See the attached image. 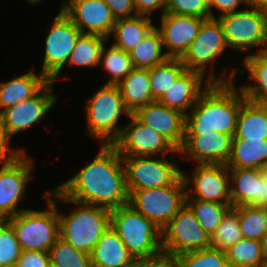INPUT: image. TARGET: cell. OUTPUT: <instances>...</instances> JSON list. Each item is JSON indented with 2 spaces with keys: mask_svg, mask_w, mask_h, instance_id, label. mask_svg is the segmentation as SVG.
<instances>
[{
  "mask_svg": "<svg viewBox=\"0 0 267 267\" xmlns=\"http://www.w3.org/2000/svg\"><path fill=\"white\" fill-rule=\"evenodd\" d=\"M90 135L102 140L100 144H113L123 128L117 126L120 114L131 113L126 108L118 85L104 84L85 106Z\"/></svg>",
  "mask_w": 267,
  "mask_h": 267,
  "instance_id": "6",
  "label": "cell"
},
{
  "mask_svg": "<svg viewBox=\"0 0 267 267\" xmlns=\"http://www.w3.org/2000/svg\"><path fill=\"white\" fill-rule=\"evenodd\" d=\"M267 3V0H246V5L251 8L259 9L264 4Z\"/></svg>",
  "mask_w": 267,
  "mask_h": 267,
  "instance_id": "48",
  "label": "cell"
},
{
  "mask_svg": "<svg viewBox=\"0 0 267 267\" xmlns=\"http://www.w3.org/2000/svg\"><path fill=\"white\" fill-rule=\"evenodd\" d=\"M153 27L150 16L135 15L117 19L112 31L116 41L113 45L129 53Z\"/></svg>",
  "mask_w": 267,
  "mask_h": 267,
  "instance_id": "27",
  "label": "cell"
},
{
  "mask_svg": "<svg viewBox=\"0 0 267 267\" xmlns=\"http://www.w3.org/2000/svg\"><path fill=\"white\" fill-rule=\"evenodd\" d=\"M62 202L79 204L68 216L59 214V237L77 250L91 255L102 233L110 226L111 210L95 205L73 201L57 188L50 191V197Z\"/></svg>",
  "mask_w": 267,
  "mask_h": 267,
  "instance_id": "3",
  "label": "cell"
},
{
  "mask_svg": "<svg viewBox=\"0 0 267 267\" xmlns=\"http://www.w3.org/2000/svg\"><path fill=\"white\" fill-rule=\"evenodd\" d=\"M101 145L96 158L57 189L73 201L113 210L129 201L126 172L117 148Z\"/></svg>",
  "mask_w": 267,
  "mask_h": 267,
  "instance_id": "1",
  "label": "cell"
},
{
  "mask_svg": "<svg viewBox=\"0 0 267 267\" xmlns=\"http://www.w3.org/2000/svg\"><path fill=\"white\" fill-rule=\"evenodd\" d=\"M227 262L234 267H264L261 241L242 238L225 250Z\"/></svg>",
  "mask_w": 267,
  "mask_h": 267,
  "instance_id": "34",
  "label": "cell"
},
{
  "mask_svg": "<svg viewBox=\"0 0 267 267\" xmlns=\"http://www.w3.org/2000/svg\"><path fill=\"white\" fill-rule=\"evenodd\" d=\"M132 115L142 124L161 133L177 150L185 138L186 115L158 101L139 107Z\"/></svg>",
  "mask_w": 267,
  "mask_h": 267,
  "instance_id": "18",
  "label": "cell"
},
{
  "mask_svg": "<svg viewBox=\"0 0 267 267\" xmlns=\"http://www.w3.org/2000/svg\"><path fill=\"white\" fill-rule=\"evenodd\" d=\"M54 83L48 80L32 97L0 113L10 137L40 121L53 107L57 100L52 93Z\"/></svg>",
  "mask_w": 267,
  "mask_h": 267,
  "instance_id": "15",
  "label": "cell"
},
{
  "mask_svg": "<svg viewBox=\"0 0 267 267\" xmlns=\"http://www.w3.org/2000/svg\"><path fill=\"white\" fill-rule=\"evenodd\" d=\"M243 63L250 73V79L258 83L241 87L245 98L255 103L267 104V55L264 52L248 54Z\"/></svg>",
  "mask_w": 267,
  "mask_h": 267,
  "instance_id": "30",
  "label": "cell"
},
{
  "mask_svg": "<svg viewBox=\"0 0 267 267\" xmlns=\"http://www.w3.org/2000/svg\"><path fill=\"white\" fill-rule=\"evenodd\" d=\"M203 76L200 72L186 69L158 102L186 115L187 109L195 106L200 95L211 84L208 79L203 83ZM202 83L205 85L201 91Z\"/></svg>",
  "mask_w": 267,
  "mask_h": 267,
  "instance_id": "22",
  "label": "cell"
},
{
  "mask_svg": "<svg viewBox=\"0 0 267 267\" xmlns=\"http://www.w3.org/2000/svg\"><path fill=\"white\" fill-rule=\"evenodd\" d=\"M161 28L159 29L162 42L170 58H181L197 36L205 20L196 16L161 14Z\"/></svg>",
  "mask_w": 267,
  "mask_h": 267,
  "instance_id": "19",
  "label": "cell"
},
{
  "mask_svg": "<svg viewBox=\"0 0 267 267\" xmlns=\"http://www.w3.org/2000/svg\"><path fill=\"white\" fill-rule=\"evenodd\" d=\"M208 0H168L166 13L210 18Z\"/></svg>",
  "mask_w": 267,
  "mask_h": 267,
  "instance_id": "41",
  "label": "cell"
},
{
  "mask_svg": "<svg viewBox=\"0 0 267 267\" xmlns=\"http://www.w3.org/2000/svg\"><path fill=\"white\" fill-rule=\"evenodd\" d=\"M46 194L49 200L45 211L26 209L6 219L13 228L22 251L49 252L59 238L57 203L53 197L50 198V191Z\"/></svg>",
  "mask_w": 267,
  "mask_h": 267,
  "instance_id": "5",
  "label": "cell"
},
{
  "mask_svg": "<svg viewBox=\"0 0 267 267\" xmlns=\"http://www.w3.org/2000/svg\"><path fill=\"white\" fill-rule=\"evenodd\" d=\"M63 4L62 11L82 34L100 35L107 39L112 34L116 19L103 0H69Z\"/></svg>",
  "mask_w": 267,
  "mask_h": 267,
  "instance_id": "17",
  "label": "cell"
},
{
  "mask_svg": "<svg viewBox=\"0 0 267 267\" xmlns=\"http://www.w3.org/2000/svg\"><path fill=\"white\" fill-rule=\"evenodd\" d=\"M21 252L13 228L6 220H0V267H15Z\"/></svg>",
  "mask_w": 267,
  "mask_h": 267,
  "instance_id": "40",
  "label": "cell"
},
{
  "mask_svg": "<svg viewBox=\"0 0 267 267\" xmlns=\"http://www.w3.org/2000/svg\"><path fill=\"white\" fill-rule=\"evenodd\" d=\"M134 267H180L176 257L161 254L152 259L136 260Z\"/></svg>",
  "mask_w": 267,
  "mask_h": 267,
  "instance_id": "45",
  "label": "cell"
},
{
  "mask_svg": "<svg viewBox=\"0 0 267 267\" xmlns=\"http://www.w3.org/2000/svg\"><path fill=\"white\" fill-rule=\"evenodd\" d=\"M126 108L132 114L136 109L154 102L151 94L149 69L133 68L118 84Z\"/></svg>",
  "mask_w": 267,
  "mask_h": 267,
  "instance_id": "25",
  "label": "cell"
},
{
  "mask_svg": "<svg viewBox=\"0 0 267 267\" xmlns=\"http://www.w3.org/2000/svg\"><path fill=\"white\" fill-rule=\"evenodd\" d=\"M168 0H134V6L138 15L149 16L154 10L163 8V13L166 11Z\"/></svg>",
  "mask_w": 267,
  "mask_h": 267,
  "instance_id": "47",
  "label": "cell"
},
{
  "mask_svg": "<svg viewBox=\"0 0 267 267\" xmlns=\"http://www.w3.org/2000/svg\"><path fill=\"white\" fill-rule=\"evenodd\" d=\"M185 186L192 180L194 188L190 194L195 192L196 198L189 196L186 191V198L212 201L222 204H232L230 198V175L227 165L224 164H199L194 175L190 178L181 172Z\"/></svg>",
  "mask_w": 267,
  "mask_h": 267,
  "instance_id": "14",
  "label": "cell"
},
{
  "mask_svg": "<svg viewBox=\"0 0 267 267\" xmlns=\"http://www.w3.org/2000/svg\"><path fill=\"white\" fill-rule=\"evenodd\" d=\"M234 82L211 83L200 95L195 106L186 114L185 135L221 132L232 138L236 133L237 118L246 100Z\"/></svg>",
  "mask_w": 267,
  "mask_h": 267,
  "instance_id": "2",
  "label": "cell"
},
{
  "mask_svg": "<svg viewBox=\"0 0 267 267\" xmlns=\"http://www.w3.org/2000/svg\"><path fill=\"white\" fill-rule=\"evenodd\" d=\"M242 238L238 213L231 207L210 237L211 248L225 251Z\"/></svg>",
  "mask_w": 267,
  "mask_h": 267,
  "instance_id": "37",
  "label": "cell"
},
{
  "mask_svg": "<svg viewBox=\"0 0 267 267\" xmlns=\"http://www.w3.org/2000/svg\"><path fill=\"white\" fill-rule=\"evenodd\" d=\"M265 208H267V198H266V203L263 205Z\"/></svg>",
  "mask_w": 267,
  "mask_h": 267,
  "instance_id": "56",
  "label": "cell"
},
{
  "mask_svg": "<svg viewBox=\"0 0 267 267\" xmlns=\"http://www.w3.org/2000/svg\"><path fill=\"white\" fill-rule=\"evenodd\" d=\"M129 117L130 123L123 127L120 137L113 143L121 157L178 153L161 133L140 123L132 114Z\"/></svg>",
  "mask_w": 267,
  "mask_h": 267,
  "instance_id": "13",
  "label": "cell"
},
{
  "mask_svg": "<svg viewBox=\"0 0 267 267\" xmlns=\"http://www.w3.org/2000/svg\"><path fill=\"white\" fill-rule=\"evenodd\" d=\"M110 226L135 260L152 259L163 253L162 229L128 203L111 210Z\"/></svg>",
  "mask_w": 267,
  "mask_h": 267,
  "instance_id": "4",
  "label": "cell"
},
{
  "mask_svg": "<svg viewBox=\"0 0 267 267\" xmlns=\"http://www.w3.org/2000/svg\"><path fill=\"white\" fill-rule=\"evenodd\" d=\"M48 79L40 72L22 74L15 79L0 84V113L17 103L32 97Z\"/></svg>",
  "mask_w": 267,
  "mask_h": 267,
  "instance_id": "26",
  "label": "cell"
},
{
  "mask_svg": "<svg viewBox=\"0 0 267 267\" xmlns=\"http://www.w3.org/2000/svg\"><path fill=\"white\" fill-rule=\"evenodd\" d=\"M163 42L159 28L153 27L130 52L134 68L150 69L164 62L168 56L162 51Z\"/></svg>",
  "mask_w": 267,
  "mask_h": 267,
  "instance_id": "29",
  "label": "cell"
},
{
  "mask_svg": "<svg viewBox=\"0 0 267 267\" xmlns=\"http://www.w3.org/2000/svg\"><path fill=\"white\" fill-rule=\"evenodd\" d=\"M264 267H267V257L265 258Z\"/></svg>",
  "mask_w": 267,
  "mask_h": 267,
  "instance_id": "53",
  "label": "cell"
},
{
  "mask_svg": "<svg viewBox=\"0 0 267 267\" xmlns=\"http://www.w3.org/2000/svg\"><path fill=\"white\" fill-rule=\"evenodd\" d=\"M259 10L261 12V15L264 18L266 25H267V3L264 4L262 7H260Z\"/></svg>",
  "mask_w": 267,
  "mask_h": 267,
  "instance_id": "50",
  "label": "cell"
},
{
  "mask_svg": "<svg viewBox=\"0 0 267 267\" xmlns=\"http://www.w3.org/2000/svg\"><path fill=\"white\" fill-rule=\"evenodd\" d=\"M108 39L94 34H81L72 50L68 64L79 67L98 66L104 42Z\"/></svg>",
  "mask_w": 267,
  "mask_h": 267,
  "instance_id": "32",
  "label": "cell"
},
{
  "mask_svg": "<svg viewBox=\"0 0 267 267\" xmlns=\"http://www.w3.org/2000/svg\"><path fill=\"white\" fill-rule=\"evenodd\" d=\"M10 138L6 125L0 116V164L3 163L2 165L13 162L25 153L24 150H14L10 148L8 144Z\"/></svg>",
  "mask_w": 267,
  "mask_h": 267,
  "instance_id": "42",
  "label": "cell"
},
{
  "mask_svg": "<svg viewBox=\"0 0 267 267\" xmlns=\"http://www.w3.org/2000/svg\"><path fill=\"white\" fill-rule=\"evenodd\" d=\"M232 139H247L248 142L267 139V104L246 99L241 105Z\"/></svg>",
  "mask_w": 267,
  "mask_h": 267,
  "instance_id": "24",
  "label": "cell"
},
{
  "mask_svg": "<svg viewBox=\"0 0 267 267\" xmlns=\"http://www.w3.org/2000/svg\"><path fill=\"white\" fill-rule=\"evenodd\" d=\"M48 253L50 264L56 267H92L89 254L77 250L60 237Z\"/></svg>",
  "mask_w": 267,
  "mask_h": 267,
  "instance_id": "38",
  "label": "cell"
},
{
  "mask_svg": "<svg viewBox=\"0 0 267 267\" xmlns=\"http://www.w3.org/2000/svg\"><path fill=\"white\" fill-rule=\"evenodd\" d=\"M244 3L246 4V0H208L209 4V10H210V18H215L213 12H212V7L217 8L220 10L221 15L229 14V13H234L238 12L241 10H237L239 4Z\"/></svg>",
  "mask_w": 267,
  "mask_h": 267,
  "instance_id": "46",
  "label": "cell"
},
{
  "mask_svg": "<svg viewBox=\"0 0 267 267\" xmlns=\"http://www.w3.org/2000/svg\"><path fill=\"white\" fill-rule=\"evenodd\" d=\"M81 34L82 32L61 9L55 16L45 39V56L41 73L48 80L54 82L57 79Z\"/></svg>",
  "mask_w": 267,
  "mask_h": 267,
  "instance_id": "12",
  "label": "cell"
},
{
  "mask_svg": "<svg viewBox=\"0 0 267 267\" xmlns=\"http://www.w3.org/2000/svg\"><path fill=\"white\" fill-rule=\"evenodd\" d=\"M185 70L186 67L182 64L180 58L170 57L150 68V88L154 101H158Z\"/></svg>",
  "mask_w": 267,
  "mask_h": 267,
  "instance_id": "31",
  "label": "cell"
},
{
  "mask_svg": "<svg viewBox=\"0 0 267 267\" xmlns=\"http://www.w3.org/2000/svg\"><path fill=\"white\" fill-rule=\"evenodd\" d=\"M267 161V139L250 141L232 139L228 168L261 169Z\"/></svg>",
  "mask_w": 267,
  "mask_h": 267,
  "instance_id": "28",
  "label": "cell"
},
{
  "mask_svg": "<svg viewBox=\"0 0 267 267\" xmlns=\"http://www.w3.org/2000/svg\"><path fill=\"white\" fill-rule=\"evenodd\" d=\"M50 258L46 251H22L15 267H49Z\"/></svg>",
  "mask_w": 267,
  "mask_h": 267,
  "instance_id": "43",
  "label": "cell"
},
{
  "mask_svg": "<svg viewBox=\"0 0 267 267\" xmlns=\"http://www.w3.org/2000/svg\"><path fill=\"white\" fill-rule=\"evenodd\" d=\"M110 8L115 19L129 18L138 15L134 0H103ZM134 12L133 15H131Z\"/></svg>",
  "mask_w": 267,
  "mask_h": 267,
  "instance_id": "44",
  "label": "cell"
},
{
  "mask_svg": "<svg viewBox=\"0 0 267 267\" xmlns=\"http://www.w3.org/2000/svg\"><path fill=\"white\" fill-rule=\"evenodd\" d=\"M228 47L222 24L217 18L205 19L199 29V32L188 50L180 58L186 69L200 72L205 75V68L212 62L211 72L207 73V79L211 83H229L233 82L235 73H230L228 78L223 76L217 78L213 72V62L222 55L225 48Z\"/></svg>",
  "mask_w": 267,
  "mask_h": 267,
  "instance_id": "8",
  "label": "cell"
},
{
  "mask_svg": "<svg viewBox=\"0 0 267 267\" xmlns=\"http://www.w3.org/2000/svg\"><path fill=\"white\" fill-rule=\"evenodd\" d=\"M186 203L194 211L199 223L210 237L216 231L226 212L232 207V204H222L200 199L193 200L191 198H186Z\"/></svg>",
  "mask_w": 267,
  "mask_h": 267,
  "instance_id": "35",
  "label": "cell"
},
{
  "mask_svg": "<svg viewBox=\"0 0 267 267\" xmlns=\"http://www.w3.org/2000/svg\"><path fill=\"white\" fill-rule=\"evenodd\" d=\"M90 256L92 266L134 267L136 263L111 226L102 233Z\"/></svg>",
  "mask_w": 267,
  "mask_h": 267,
  "instance_id": "23",
  "label": "cell"
},
{
  "mask_svg": "<svg viewBox=\"0 0 267 267\" xmlns=\"http://www.w3.org/2000/svg\"><path fill=\"white\" fill-rule=\"evenodd\" d=\"M228 170L232 207L263 206L266 203L267 178L261 169L228 168Z\"/></svg>",
  "mask_w": 267,
  "mask_h": 267,
  "instance_id": "21",
  "label": "cell"
},
{
  "mask_svg": "<svg viewBox=\"0 0 267 267\" xmlns=\"http://www.w3.org/2000/svg\"><path fill=\"white\" fill-rule=\"evenodd\" d=\"M261 170L263 175L267 178V161L263 164Z\"/></svg>",
  "mask_w": 267,
  "mask_h": 267,
  "instance_id": "51",
  "label": "cell"
},
{
  "mask_svg": "<svg viewBox=\"0 0 267 267\" xmlns=\"http://www.w3.org/2000/svg\"><path fill=\"white\" fill-rule=\"evenodd\" d=\"M152 159V156H127L122 157L127 190L130 194L134 190L160 188L171 185L180 175L182 170L172 161Z\"/></svg>",
  "mask_w": 267,
  "mask_h": 267,
  "instance_id": "11",
  "label": "cell"
},
{
  "mask_svg": "<svg viewBox=\"0 0 267 267\" xmlns=\"http://www.w3.org/2000/svg\"><path fill=\"white\" fill-rule=\"evenodd\" d=\"M261 246H262V252L264 257H267V232L264 234L263 238L261 239Z\"/></svg>",
  "mask_w": 267,
  "mask_h": 267,
  "instance_id": "49",
  "label": "cell"
},
{
  "mask_svg": "<svg viewBox=\"0 0 267 267\" xmlns=\"http://www.w3.org/2000/svg\"><path fill=\"white\" fill-rule=\"evenodd\" d=\"M264 53L267 55V44H266V47H265Z\"/></svg>",
  "mask_w": 267,
  "mask_h": 267,
  "instance_id": "55",
  "label": "cell"
},
{
  "mask_svg": "<svg viewBox=\"0 0 267 267\" xmlns=\"http://www.w3.org/2000/svg\"><path fill=\"white\" fill-rule=\"evenodd\" d=\"M28 1V3H30V4H35V3H39L41 0H27Z\"/></svg>",
  "mask_w": 267,
  "mask_h": 267,
  "instance_id": "52",
  "label": "cell"
},
{
  "mask_svg": "<svg viewBox=\"0 0 267 267\" xmlns=\"http://www.w3.org/2000/svg\"><path fill=\"white\" fill-rule=\"evenodd\" d=\"M222 24L229 47L245 51L259 46L264 52L267 44V25L259 9L249 8L217 17Z\"/></svg>",
  "mask_w": 267,
  "mask_h": 267,
  "instance_id": "10",
  "label": "cell"
},
{
  "mask_svg": "<svg viewBox=\"0 0 267 267\" xmlns=\"http://www.w3.org/2000/svg\"><path fill=\"white\" fill-rule=\"evenodd\" d=\"M210 247V236L205 232L187 203L162 229L163 254L177 257L185 252Z\"/></svg>",
  "mask_w": 267,
  "mask_h": 267,
  "instance_id": "9",
  "label": "cell"
},
{
  "mask_svg": "<svg viewBox=\"0 0 267 267\" xmlns=\"http://www.w3.org/2000/svg\"><path fill=\"white\" fill-rule=\"evenodd\" d=\"M31 160L23 153L0 168V220H6L26 209H17L31 175Z\"/></svg>",
  "mask_w": 267,
  "mask_h": 267,
  "instance_id": "16",
  "label": "cell"
},
{
  "mask_svg": "<svg viewBox=\"0 0 267 267\" xmlns=\"http://www.w3.org/2000/svg\"><path fill=\"white\" fill-rule=\"evenodd\" d=\"M224 267H234L232 264H227V265H225Z\"/></svg>",
  "mask_w": 267,
  "mask_h": 267,
  "instance_id": "54",
  "label": "cell"
},
{
  "mask_svg": "<svg viewBox=\"0 0 267 267\" xmlns=\"http://www.w3.org/2000/svg\"><path fill=\"white\" fill-rule=\"evenodd\" d=\"M176 259L180 267H224L228 264L225 251L211 247L182 253Z\"/></svg>",
  "mask_w": 267,
  "mask_h": 267,
  "instance_id": "39",
  "label": "cell"
},
{
  "mask_svg": "<svg viewBox=\"0 0 267 267\" xmlns=\"http://www.w3.org/2000/svg\"><path fill=\"white\" fill-rule=\"evenodd\" d=\"M111 77L105 84L118 85L132 70L133 65L129 53L112 45L107 51L105 46L101 52L100 63Z\"/></svg>",
  "mask_w": 267,
  "mask_h": 267,
  "instance_id": "36",
  "label": "cell"
},
{
  "mask_svg": "<svg viewBox=\"0 0 267 267\" xmlns=\"http://www.w3.org/2000/svg\"><path fill=\"white\" fill-rule=\"evenodd\" d=\"M186 190L180 175L171 185L132 191L128 204L163 229L185 205Z\"/></svg>",
  "mask_w": 267,
  "mask_h": 267,
  "instance_id": "7",
  "label": "cell"
},
{
  "mask_svg": "<svg viewBox=\"0 0 267 267\" xmlns=\"http://www.w3.org/2000/svg\"><path fill=\"white\" fill-rule=\"evenodd\" d=\"M231 144L232 137L221 132L185 135L178 152L197 160L199 164L226 165L231 153Z\"/></svg>",
  "mask_w": 267,
  "mask_h": 267,
  "instance_id": "20",
  "label": "cell"
},
{
  "mask_svg": "<svg viewBox=\"0 0 267 267\" xmlns=\"http://www.w3.org/2000/svg\"><path fill=\"white\" fill-rule=\"evenodd\" d=\"M232 208L238 213L242 237L261 241L267 232V208L251 205Z\"/></svg>",
  "mask_w": 267,
  "mask_h": 267,
  "instance_id": "33",
  "label": "cell"
}]
</instances>
